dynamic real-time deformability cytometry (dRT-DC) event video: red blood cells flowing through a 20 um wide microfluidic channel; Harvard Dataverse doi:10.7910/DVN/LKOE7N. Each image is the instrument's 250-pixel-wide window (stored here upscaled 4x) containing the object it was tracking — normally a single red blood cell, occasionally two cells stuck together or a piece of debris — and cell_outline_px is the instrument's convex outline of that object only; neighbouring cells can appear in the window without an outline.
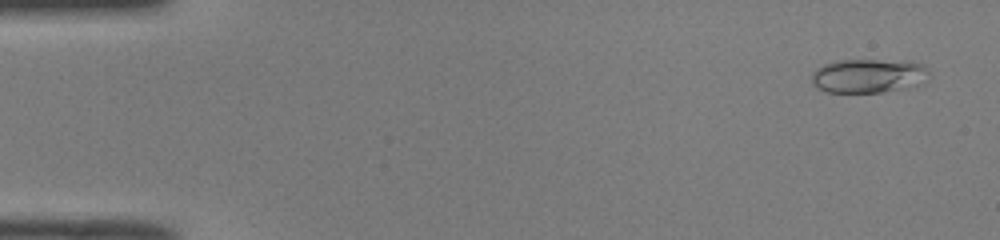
{"species": "common noctule bat (a hibernating species)", "species_latin": "Nyctalus noctula", "temperature_condition": "room temperature", "stored_images_in_passage": 51, "camera_frame_rate_fps": 3000, "um_per_image_px": 0.085, "animal": {"sex": "male", "body_mass_g": 19.0, "forearm_length_mm": 50.8}, "frame": {"image": 1, "passage_image": 3, "time_ms": 0.667, "image_size_px": [1000, 240], "cell_outline_px": [[928, 72], [924, 84], [908, 88], [880, 92], [828, 92], [816, 88], [812, 84], [812, 72], [816, 68], [824, 64], [840, 60], [904, 60], [924, 64], [928, 68]], "centroid_in_image_um": [73.85, 6.44], "position_along_channel_um": 11.2, "area_um2": 23.64}}
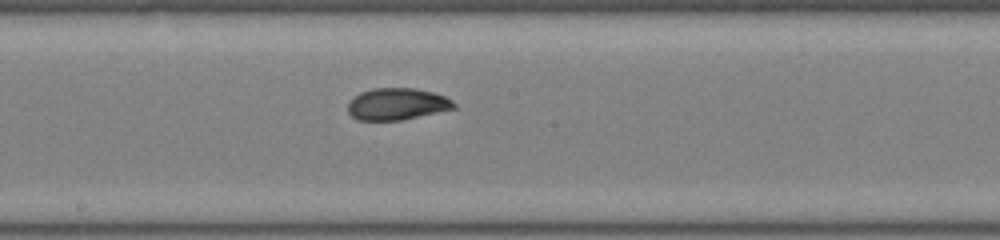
{"frame": {"image": 2, "passage_image": 28, "time_ms": 9.0, "image_size_px": [1000, 240], "cell_outline_px": [[456, 108], [400, 120], [356, 120], [348, 112], [348, 104], [360, 92], [372, 88], [416, 88], [432, 92], [444, 96], [452, 100], [456, 104]], "centroid_in_image_um": [33.75, 8.84], "position_along_channel_um": 214.5, "area_um2": 19.54}}
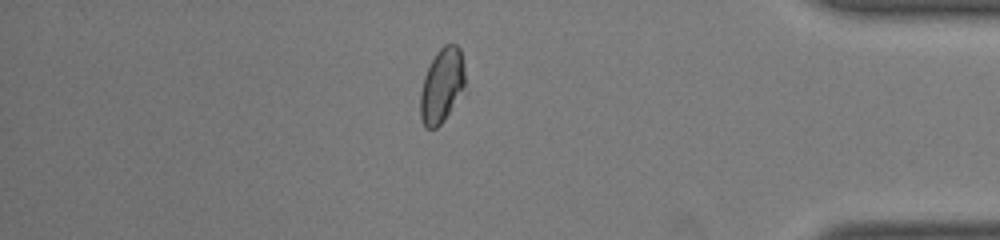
{"frame": {"image": 3, "passage_image": 44, "time_ms": 14.333, "image_size_px": [1000, 240], "cell_outline_px": [[468, 92], [444, 120], [436, 128], [424, 128], [420, 116], [420, 92], [424, 76], [436, 52], [444, 44], [456, 44], [460, 48], [464, 64]], "centroid_in_image_um": [37.63, 7.3], "position_along_channel_um": 397.6, "area_um2": 20.4}, "authors_computed_cell_mechanics": {"area_um2": 20.1722, "velocity_mm_per_s": 4.0153, "shape_relaxation_time_tau1_ms": 5.4245, "shape_relaxation_time_tau2_ms": 1.2508, "deformation_change_tau1": 0.1675, "deformation_change_tau2": 0.056}}